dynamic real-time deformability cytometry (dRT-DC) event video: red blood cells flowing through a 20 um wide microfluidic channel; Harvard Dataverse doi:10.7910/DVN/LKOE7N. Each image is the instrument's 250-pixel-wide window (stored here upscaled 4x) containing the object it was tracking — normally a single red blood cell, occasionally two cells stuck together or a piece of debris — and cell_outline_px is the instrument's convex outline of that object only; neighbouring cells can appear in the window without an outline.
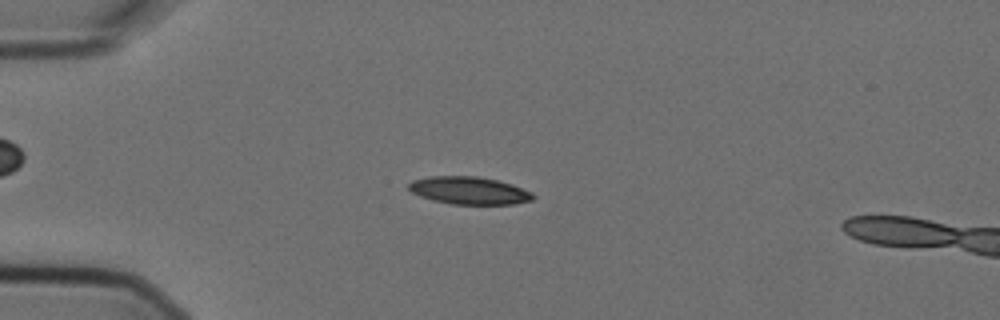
{"species": "Egyptian fruit bat (a non-hibernating species)", "species_latin": "Rousettus aegyptiacus", "temperature_condition": "cold", "stored_images_in_passage": 5, "camera_frame_rate_fps": 3000, "um_per_image_px": 0.085, "animal": {"sex": "female"}, "frame": {"image": 1, "passage_image": 4, "time_ms": 1.0, "image_size_px": [1000, 320], "cell_outline_px": [[536, 196], [532, 200], [516, 204], [452, 204], [432, 200], [420, 196], [412, 192], [408, 188], [408, 184], [412, 180], [432, 176], [476, 176], [496, 180], [512, 184], [532, 192]], "centroid_in_image_um": [39.89, 16.2], "position_along_channel_um": 45.1, "area_um2": 20.0}}